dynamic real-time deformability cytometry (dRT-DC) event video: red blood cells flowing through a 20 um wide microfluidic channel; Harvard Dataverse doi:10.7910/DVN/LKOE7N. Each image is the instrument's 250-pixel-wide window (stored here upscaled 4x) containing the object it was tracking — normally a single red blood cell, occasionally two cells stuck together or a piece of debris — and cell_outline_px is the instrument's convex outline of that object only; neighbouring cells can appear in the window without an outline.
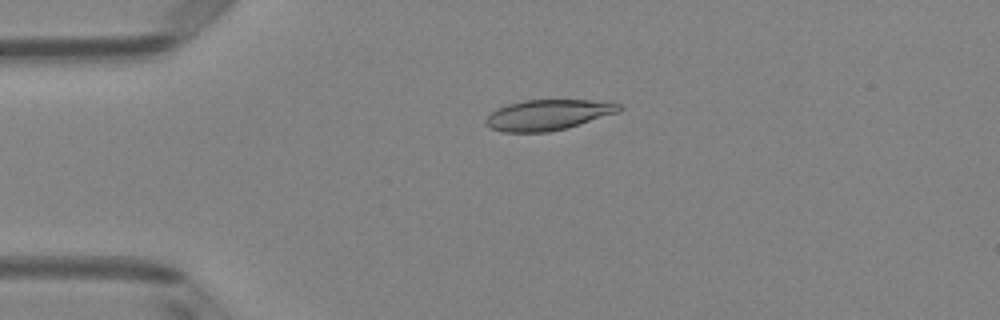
{"species": "Egyptian fruit bat (a non-hibernating species)", "species_latin": "Rousettus aegyptiacus", "temperature_condition": "room temperature", "stored_images_in_passage": 50, "camera_frame_rate_fps": 3000, "um_per_image_px": 0.085, "animal": {"sex": "female"}, "frame": {"image": 1, "passage_image": 12, "time_ms": 3.667, "image_size_px": [1000, 320], "cell_outline_px": [[624, 108], [620, 112], [564, 128], [548, 132], [500, 132], [488, 128], [484, 124], [484, 120], [496, 108], [508, 104], [524, 100], [588, 100], [620, 104]], "centroid_in_image_um": [46.52, 9.77], "position_along_channel_um": 38.5, "area_um2": 23.7}}
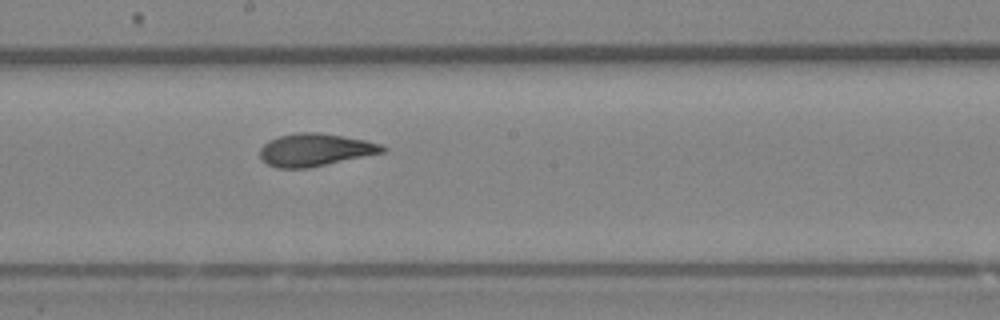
{"frame": {"image": 2, "passage_image": 28, "time_ms": 9.0, "image_size_px": [1000, 320], "cell_outline_px": [[388, 148], [384, 152], [308, 168], [276, 168], [268, 164], [260, 156], [260, 148], [268, 140], [276, 136], [296, 132], [316, 132], [344, 136], [384, 144]], "centroid_in_image_um": [26.78, 12.72], "position_along_channel_um": 221.4, "area_um2": 23.35}}
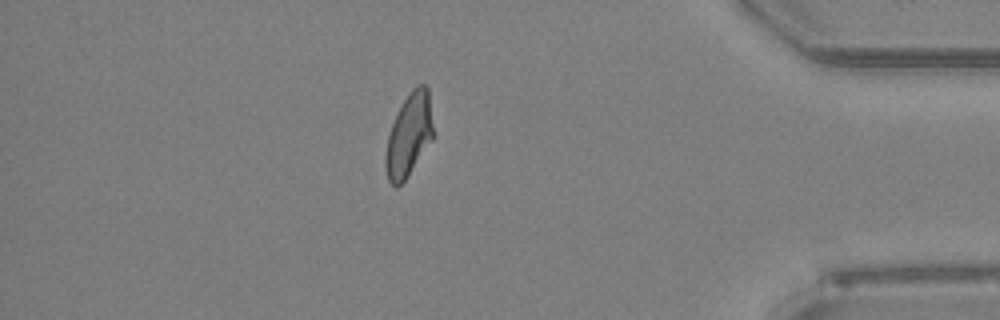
{"frame": {"image": 3, "passage_image": 44, "time_ms": 14.333, "image_size_px": [1000, 320], "cell_outline_px": [[432, 140], [404, 180], [396, 188], [388, 180], [384, 168], [384, 156], [388, 136], [392, 124], [404, 100], [412, 88], [416, 84], [424, 84], [428, 88], [432, 124]], "centroid_in_image_um": [34.73, 11.49], "position_along_channel_um": 400.5, "area_um2": 22.66}, "authors_computed_cell_mechanics": {"area_um2": 23.6113, "velocity_mm_per_s": 4.0415, "shape_relaxation_time_tau1_ms": 4.9432, "shape_relaxation_time_tau2_ms": 1.3438, "deformation_change_tau1": 0.1606, "deformation_change_tau2": 0.0827}}